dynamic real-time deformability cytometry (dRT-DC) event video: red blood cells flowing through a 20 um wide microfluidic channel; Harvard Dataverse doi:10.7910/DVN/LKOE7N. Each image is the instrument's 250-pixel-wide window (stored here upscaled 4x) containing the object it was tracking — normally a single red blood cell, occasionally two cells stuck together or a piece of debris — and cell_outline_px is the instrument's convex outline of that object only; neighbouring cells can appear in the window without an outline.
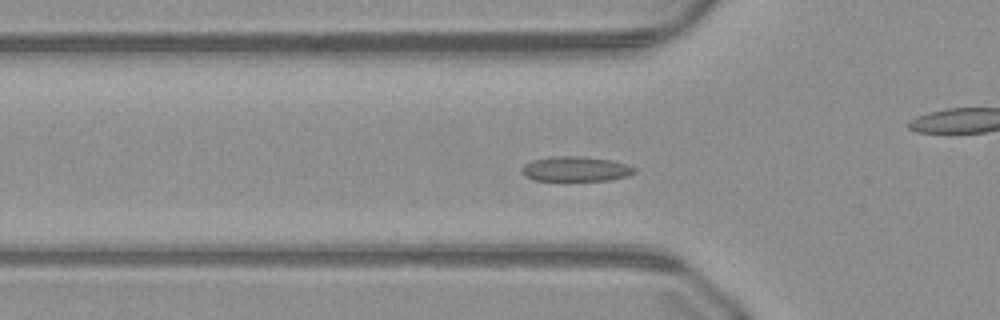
{"species": "common noctule bat (a hibernating species)", "species_latin": "Nyctalus noctula", "temperature_condition": "warm", "stored_images_in_passage": 51, "camera_frame_rate_fps": 3000, "um_per_image_px": 0.085, "animal": {"sex": "male", "body_mass_g": 23.1, "forearm_length_mm": 52.7}, "frame": {"image": 1, "passage_image": 17, "time_ms": 5.333, "image_size_px": [1000, 320], "cell_outline_px": [[636, 172], [628, 176], [608, 180], [536, 180], [524, 176], [520, 172], [520, 168], [524, 164], [532, 160], [552, 156], [584, 156], [612, 160], [628, 164], [636, 168]], "centroid_in_image_um": [48.93, 14.35], "position_along_channel_um": 76.9, "area_um2": 16.53}}
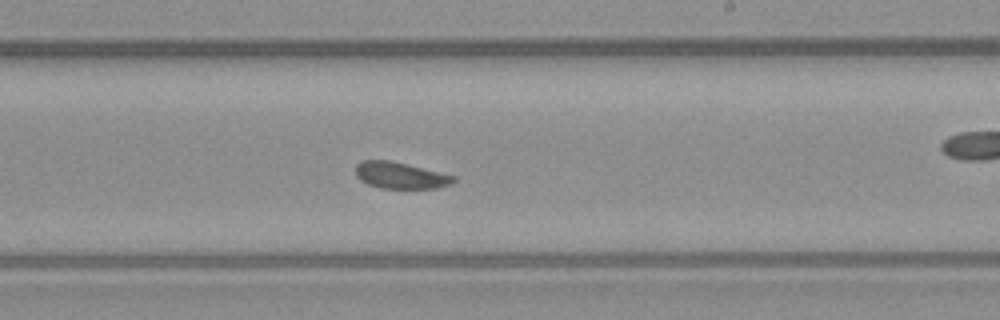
{"frame": {"image": 2, "passage_image": 30, "time_ms": 9.667, "image_size_px": [1000, 320], "cell_outline_px": [[456, 180], [452, 184], [436, 188], [380, 188], [368, 184], [360, 180], [356, 176], [356, 164], [360, 160], [392, 160], [456, 176]], "centroid_in_image_um": [34.03, 14.9], "position_along_channel_um": 255.0, "area_um2": 15.26}}
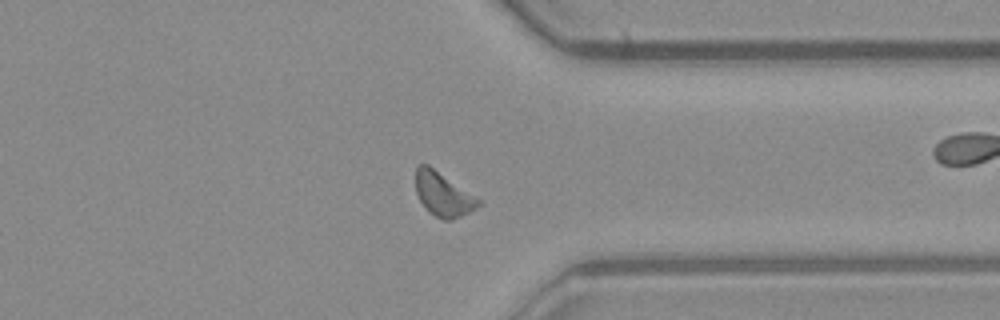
{"frame": {"image": 3, "passage_image": 39, "time_ms": 12.667, "image_size_px": [1000, 320], "cell_outline_px": [[480, 204], [476, 208], [452, 220], [444, 220], [428, 212], [424, 208], [416, 192], [416, 168], [420, 164], [428, 164], [480, 200]], "centroid_in_image_um": [37.62, 16.52], "position_along_channel_um": 373.8, "area_um2": 15.72}}